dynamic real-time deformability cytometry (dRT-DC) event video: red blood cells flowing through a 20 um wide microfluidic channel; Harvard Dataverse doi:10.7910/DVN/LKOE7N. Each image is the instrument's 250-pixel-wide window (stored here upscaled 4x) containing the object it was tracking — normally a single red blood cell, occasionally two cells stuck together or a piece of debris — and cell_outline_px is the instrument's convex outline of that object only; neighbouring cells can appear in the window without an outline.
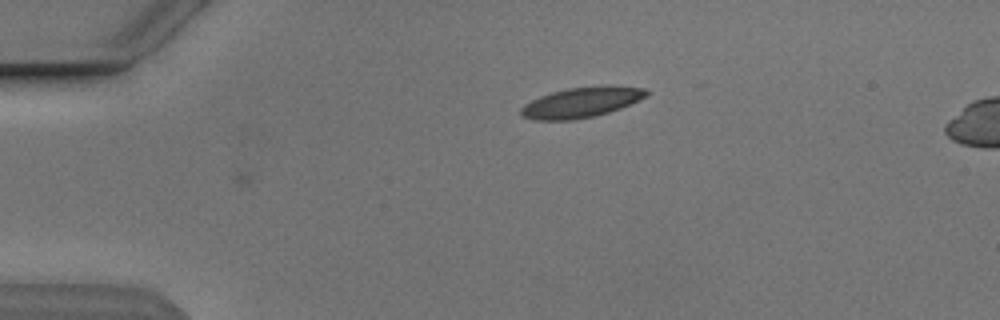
{"species": "Egyptian fruit bat (a non-hibernating species)", "species_latin": "Rousettus aegyptiacus", "temperature_condition": "cold", "stored_images_in_passage": 2, "camera_frame_rate_fps": 3000, "um_per_image_px": 0.085, "animal": {"sex": "male"}, "frame": {"image": 1, "passage_image": 1, "time_ms": 0.0, "image_size_px": [1000, 320], "cell_outline_px": [[648, 96], [620, 108], [608, 112], [592, 116], [572, 120], [536, 120], [520, 116], [520, 108], [524, 104], [540, 96], [552, 92], [568, 88], [600, 84], [612, 84], [644, 88], [648, 92]], "centroid_in_image_um": [49.43, 8.67], "position_along_channel_um": 35.6, "area_um2": 22.43}}